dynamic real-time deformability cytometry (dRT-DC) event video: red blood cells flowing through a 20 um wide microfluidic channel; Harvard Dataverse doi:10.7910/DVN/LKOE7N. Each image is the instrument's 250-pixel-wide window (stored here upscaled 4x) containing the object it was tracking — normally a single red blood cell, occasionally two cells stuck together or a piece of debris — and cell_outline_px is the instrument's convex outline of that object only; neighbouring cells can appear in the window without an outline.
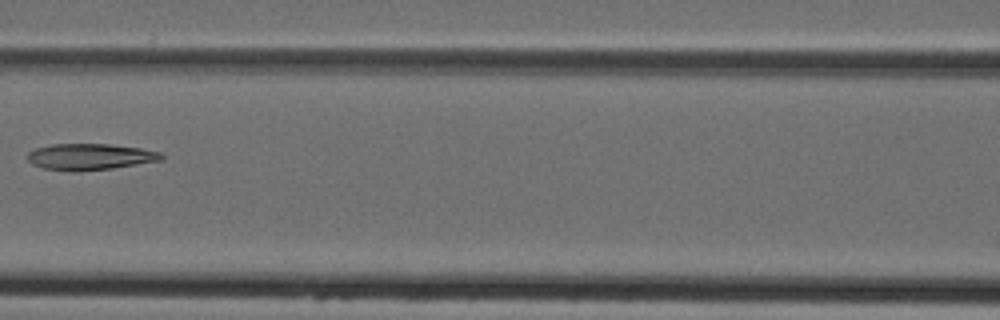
{"species": "Egyptian fruit bat (a non-hibernating species)", "species_latin": "Rousettus aegyptiacus", "temperature_condition": "cold", "stored_images_in_passage": 4, "camera_frame_rate_fps": 3000, "um_per_image_px": 0.085, "animal": {"sex": "female"}, "frame": {"image": 1, "passage_image": 4, "time_ms": 4.333, "image_size_px": [1000, 320], "cell_outline_px": [[164, 160], [112, 168], [72, 172], [44, 168], [32, 164], [28, 160], [28, 152], [36, 148], [52, 144], [112, 144], [140, 148], [160, 152], [164, 156]], "centroid_in_image_um": [7.66, 13.32], "position_along_channel_um": 158.9, "area_um2": 20.58}}